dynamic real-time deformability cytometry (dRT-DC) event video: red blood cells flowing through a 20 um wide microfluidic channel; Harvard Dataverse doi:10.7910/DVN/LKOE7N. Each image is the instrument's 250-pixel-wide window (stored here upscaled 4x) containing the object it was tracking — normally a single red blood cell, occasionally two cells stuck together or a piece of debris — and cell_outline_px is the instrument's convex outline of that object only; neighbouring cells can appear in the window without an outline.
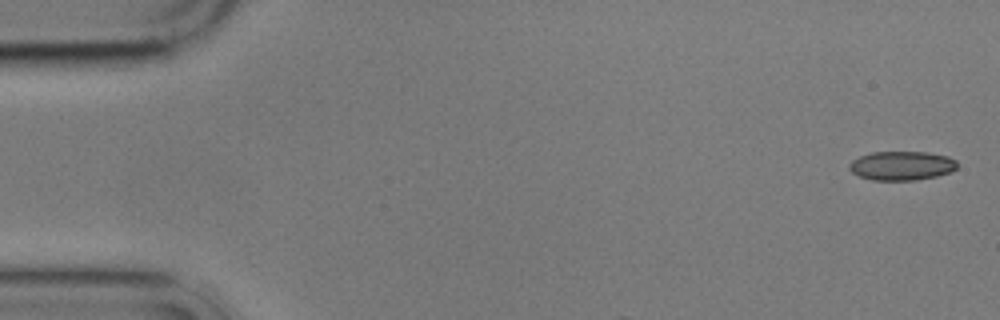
{"species": "common noctule bat (a hibernating species)", "species_latin": "Nyctalus noctula", "temperature_condition": "cold", "stored_images_in_passage": 3, "camera_frame_rate_fps": 3000, "um_per_image_px": 0.085, "animal": {"sex": "male", "body_mass_g": 17.9}, "frame": {"image": 1, "passage_image": 1, "time_ms": 0.0, "image_size_px": [1000, 320], "cell_outline_px": [[956, 168], [948, 172], [936, 176], [916, 180], [872, 180], [860, 176], [852, 172], [848, 168], [848, 164], [852, 160], [860, 156], [872, 152], [928, 152], [948, 156], [956, 160]], "centroid_in_image_um": [76.62, 14.08], "position_along_channel_um": 8.4, "area_um2": 18.21}}